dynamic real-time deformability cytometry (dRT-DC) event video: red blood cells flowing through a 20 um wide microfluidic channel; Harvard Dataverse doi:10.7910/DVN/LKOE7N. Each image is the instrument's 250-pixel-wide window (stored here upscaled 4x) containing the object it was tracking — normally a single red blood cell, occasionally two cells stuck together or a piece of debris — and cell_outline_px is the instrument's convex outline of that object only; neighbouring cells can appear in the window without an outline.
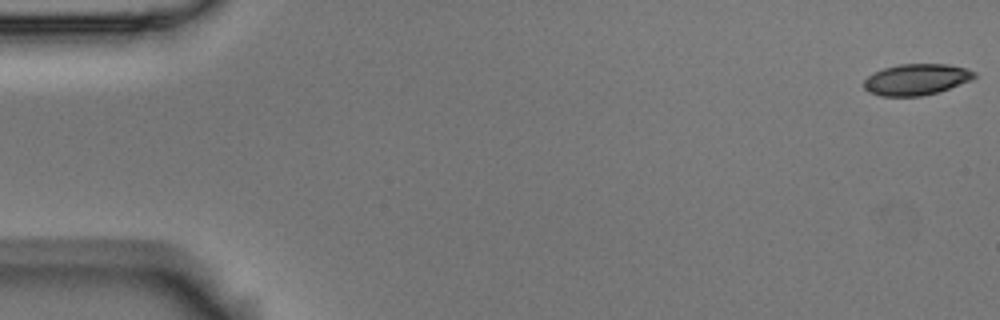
{"species": "Egyptian fruit bat (a non-hibernating species)", "species_latin": "Rousettus aegyptiacus", "temperature_condition": "room temperature", "stored_images_in_passage": 55, "camera_frame_rate_fps": 3000, "um_per_image_px": 0.085, "animal": {"sex": "male"}, "frame": {"image": 1, "passage_image": 1, "time_ms": 0.0, "image_size_px": [1000, 320], "cell_outline_px": [[976, 76], [972, 80], [936, 92], [920, 96], [880, 96], [868, 92], [864, 88], [864, 80], [872, 72], [884, 68], [900, 64], [948, 64], [968, 68], [976, 72]], "centroid_in_image_um": [77.88, 6.74], "position_along_channel_um": 7.1, "area_um2": 20.11}}
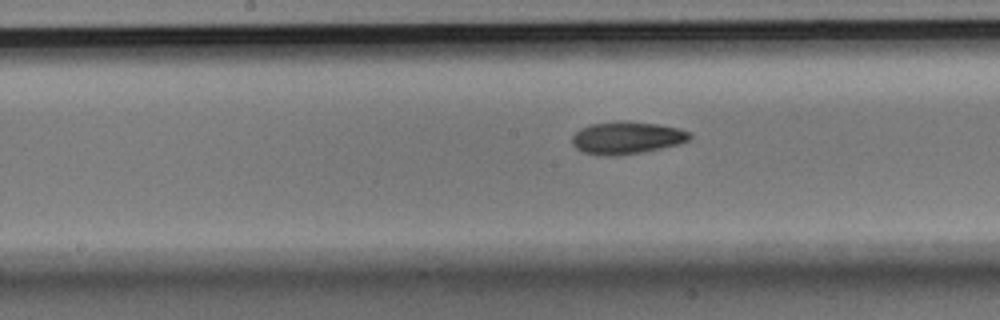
{"frame": {"image": 2, "passage_image": 28, "time_ms": 9.0, "image_size_px": [1000, 320], "cell_outline_px": [[692, 136], [688, 140], [680, 144], [640, 152], [608, 156], [584, 152], [576, 148], [572, 144], [572, 136], [580, 128], [592, 124], [616, 120], [628, 120], [656, 124], [680, 128], [688, 132]], "centroid_in_image_um": [53.26, 11.69], "position_along_channel_um": 194.9, "area_um2": 22.14}}
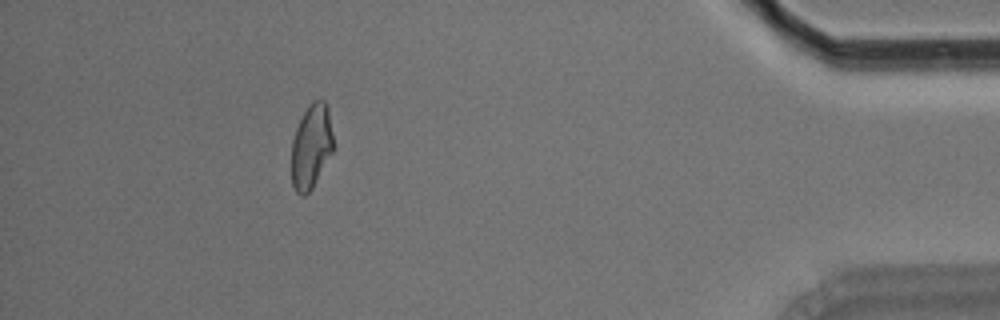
{"frame": {"image": 3, "passage_image": 50, "time_ms": 16.333, "image_size_px": [1000, 320], "cell_outline_px": [[332, 152], [312, 188], [304, 196], [300, 196], [296, 192], [292, 184], [292, 140], [296, 128], [304, 112], [312, 100], [324, 100], [328, 104], [332, 136]], "centroid_in_image_um": [26.44, 12.44], "position_along_channel_um": 408.8, "area_um2": 20.35}, "authors_computed_cell_mechanics": {"area_um2": 21.2126, "velocity_mm_per_s": 3.6547, "shape_relaxation_time_tau1_ms": 5.3264, "shape_relaxation_time_tau2_ms": 4.15, "deformation_change_tau1": 0.1478, "deformation_change_tau2": 0.0967}}